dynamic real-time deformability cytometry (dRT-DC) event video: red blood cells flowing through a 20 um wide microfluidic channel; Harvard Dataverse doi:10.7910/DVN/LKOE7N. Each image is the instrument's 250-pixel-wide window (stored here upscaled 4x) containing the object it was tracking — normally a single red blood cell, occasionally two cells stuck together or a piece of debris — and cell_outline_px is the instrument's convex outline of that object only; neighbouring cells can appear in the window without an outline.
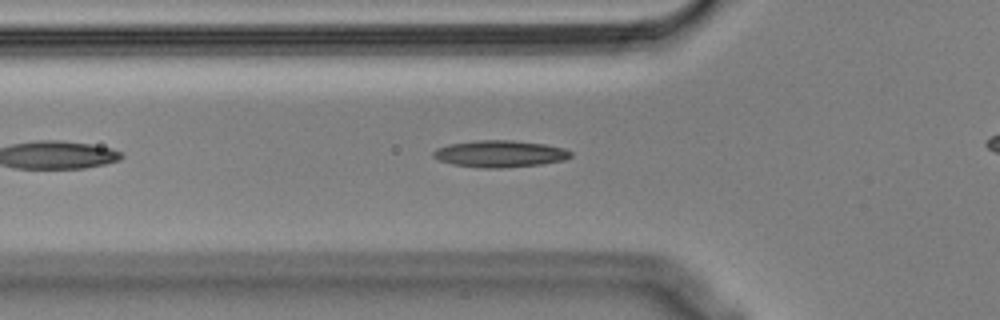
{"species": "Egyptian fruit bat (a non-hibernating species)", "species_latin": "Rousettus aegyptiacus", "temperature_condition": "cold", "stored_images_in_passage": 16, "camera_frame_rate_fps": 3000, "um_per_image_px": 0.085, "animal": {"sex": "male"}, "frame": {"image": 1, "passage_image": 7, "time_ms": 2.0, "image_size_px": [1000, 320], "cell_outline_px": [[572, 156], [564, 160], [540, 164], [500, 168], [480, 168], [452, 164], [440, 160], [432, 156], [432, 152], [436, 148], [448, 144], [476, 140], [512, 140], [544, 144], [564, 148], [572, 152]], "centroid_in_image_um": [42.47, 13.07], "position_along_channel_um": 83.3, "area_um2": 21.5}}
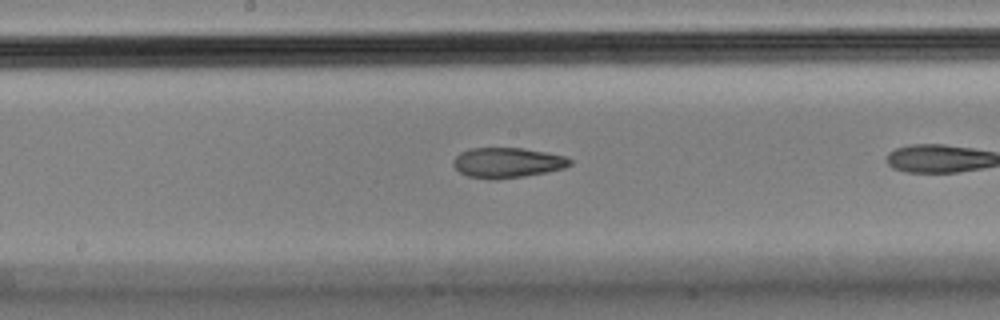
{"frame": {"image": 2, "passage_image": 14, "time_ms": 4.333, "image_size_px": [1000, 320], "cell_outline_px": [[572, 164], [564, 168], [548, 172], [524, 176], [496, 180], [488, 180], [468, 176], [460, 172], [452, 164], [452, 160], [460, 152], [468, 148], [524, 148], [564, 156], [572, 160]], "centroid_in_image_um": [43.1, 13.83], "position_along_channel_um": 205.1, "area_um2": 20.69}}